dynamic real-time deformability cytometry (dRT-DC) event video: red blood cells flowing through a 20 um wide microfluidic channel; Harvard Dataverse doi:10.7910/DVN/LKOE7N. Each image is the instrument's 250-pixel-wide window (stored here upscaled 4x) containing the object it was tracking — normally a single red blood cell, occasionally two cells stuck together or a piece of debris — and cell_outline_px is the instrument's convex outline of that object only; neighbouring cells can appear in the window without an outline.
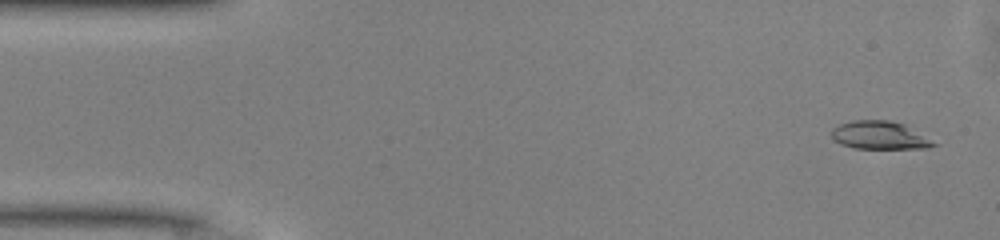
{"species": "common noctule bat (a hibernating species)", "species_latin": "Nyctalus noctula", "temperature_condition": "warm", "stored_images_in_passage": 48, "camera_frame_rate_fps": 3000, "um_per_image_px": 0.085, "animal": {"sex": "male", "body_mass_g": 13.0, "forearm_length_mm": 53.1}, "frame": {"image": 1, "passage_image": 1, "time_ms": 0.0, "image_size_px": [1000, 240], "cell_outline_px": [[940, 144], [928, 148], [852, 148], [840, 144], [832, 136], [832, 128], [840, 124], [852, 120], [888, 120], [904, 124]], "centroid_in_image_um": [74.79, 11.5], "position_along_channel_um": 10.2, "area_um2": 16.65}}
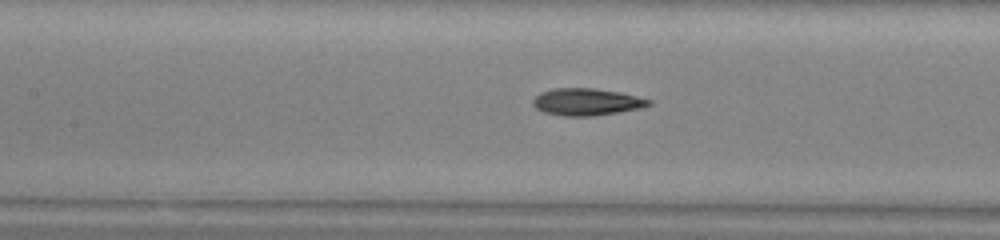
{"frame": {"image": 2, "passage_image": 20, "time_ms": 6.333, "image_size_px": [1000, 240], "cell_outline_px": [[652, 104], [640, 108], [592, 116], [564, 116], [544, 112], [536, 108], [532, 104], [532, 100], [540, 92], [552, 88], [592, 88], [620, 92], [652, 100]], "centroid_in_image_um": [49.83, 8.65], "position_along_channel_um": 157.6, "area_um2": 18.21}}
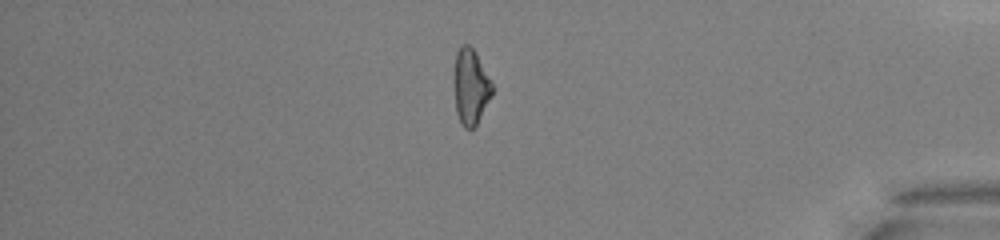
{"frame": {"image": 3, "passage_image": 40, "time_ms": 13.0, "image_size_px": [1000, 240], "cell_outline_px": [[492, 96], [476, 124], [472, 128], [464, 128], [456, 112], [452, 80], [452, 76], [456, 52], [460, 44], [468, 44], [476, 52], [492, 84]], "centroid_in_image_um": [39.96, 7.32], "position_along_channel_um": 395.2, "area_um2": 17.05}}